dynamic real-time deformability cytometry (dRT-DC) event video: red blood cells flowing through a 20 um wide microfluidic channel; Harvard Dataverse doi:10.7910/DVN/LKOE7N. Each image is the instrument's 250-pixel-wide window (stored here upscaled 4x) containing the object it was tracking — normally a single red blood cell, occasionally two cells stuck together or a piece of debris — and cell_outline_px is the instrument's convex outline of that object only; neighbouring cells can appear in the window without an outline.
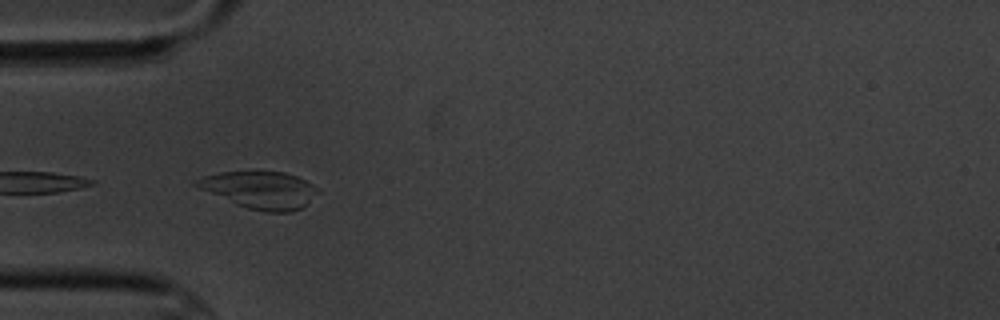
{"species": "common noctule bat (a hibernating species)", "species_latin": "Nyctalus noctula", "temperature_condition": "cold", "stored_images_in_passage": 10, "camera_frame_rate_fps": 3000, "um_per_image_px": 0.085, "animal": {"sex": "male", "body_mass_g": 20.1, "forearm_length_mm": 53.5}, "frame": {"image": 1, "passage_image": 4, "time_ms": 3.667, "image_size_px": [1000, 320], "cell_outline_px": [[320, 192], [308, 204], [292, 212], [264, 212], [248, 208], [236, 204], [200, 188], [192, 184], [192, 180], [204, 176], [220, 172], [256, 168], [284, 172], [296, 176], [312, 184]], "centroid_in_image_um": [22.1, 16.09], "position_along_channel_um": 62.9, "area_um2": 27.05}}